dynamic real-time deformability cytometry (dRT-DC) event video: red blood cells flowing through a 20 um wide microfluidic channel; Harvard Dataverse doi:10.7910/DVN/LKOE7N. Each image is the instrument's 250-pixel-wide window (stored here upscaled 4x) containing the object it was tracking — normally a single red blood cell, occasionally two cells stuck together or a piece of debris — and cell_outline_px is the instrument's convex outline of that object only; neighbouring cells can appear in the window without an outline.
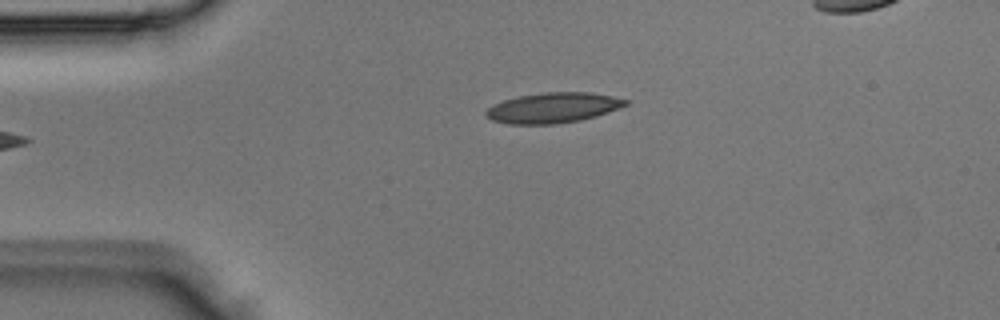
{"species": "Egyptian fruit bat (a non-hibernating species)", "species_latin": "Rousettus aegyptiacus", "temperature_condition": "room temperature", "stored_images_in_passage": 3, "camera_frame_rate_fps": 3000, "um_per_image_px": 0.085, "animal": {"sex": "male"}, "frame": {"image": 1, "passage_image": 3, "time_ms": 0.667, "image_size_px": [1000, 320], "cell_outline_px": [[628, 104], [608, 112], [596, 116], [580, 120], [556, 124], [508, 124], [492, 120], [484, 116], [484, 112], [488, 108], [504, 100], [520, 96], [544, 92], [588, 92], [612, 96], [628, 100]], "centroid_in_image_um": [46.99, 9.17], "position_along_channel_um": 38.0, "area_um2": 24.51}}